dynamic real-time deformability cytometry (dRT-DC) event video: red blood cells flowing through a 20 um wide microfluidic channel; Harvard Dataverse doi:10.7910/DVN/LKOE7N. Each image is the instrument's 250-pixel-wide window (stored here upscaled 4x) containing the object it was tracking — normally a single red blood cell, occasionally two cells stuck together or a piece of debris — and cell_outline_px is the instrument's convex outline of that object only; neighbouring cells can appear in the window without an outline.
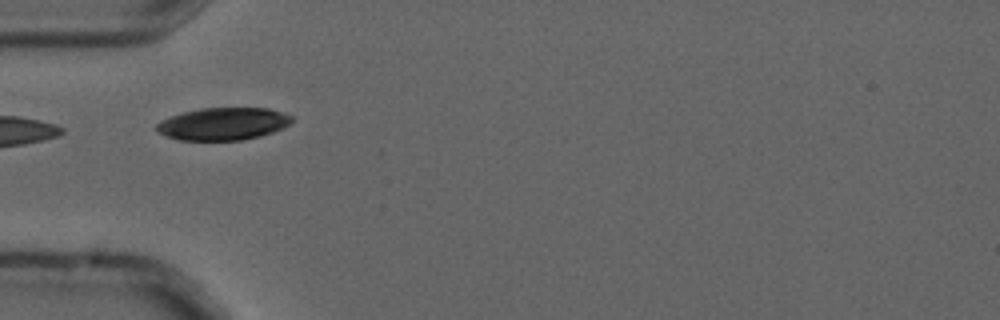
{"species": "common noctule bat (a hibernating species)", "species_latin": "Nyctalus noctula", "temperature_condition": "cold", "stored_images_in_passage": 6, "camera_frame_rate_fps": 3000, "um_per_image_px": 0.085, "animal": {"sex": "male", "forearm_length_mm": 52.5}, "frame": {"image": 1, "passage_image": 5, "time_ms": 1.333, "image_size_px": [1000, 320], "cell_outline_px": [[292, 120], [284, 128], [260, 136], [240, 140], [180, 140], [168, 136], [160, 132], [156, 128], [156, 124], [160, 120], [184, 112], [200, 108], [268, 108], [284, 112], [292, 116]], "centroid_in_image_um": [18.99, 10.52], "position_along_channel_um": 66.0, "area_um2": 25.43}}
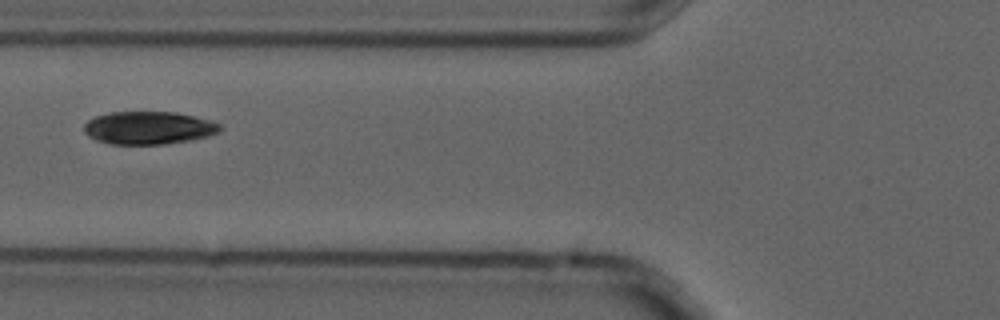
{"frame": {"image": 2, "passage_image": 6, "time_ms": 1.667, "image_size_px": [1000, 320], "cell_outline_px": [[224, 128], [220, 132], [208, 136], [192, 140], [168, 144], [108, 144], [96, 140], [88, 136], [84, 132], [84, 124], [88, 120], [96, 116], [112, 112], [176, 112], [212, 120], [220, 124]], "centroid_in_image_um": [12.67, 10.87], "position_along_channel_um": 113.1, "area_um2": 26.36}}